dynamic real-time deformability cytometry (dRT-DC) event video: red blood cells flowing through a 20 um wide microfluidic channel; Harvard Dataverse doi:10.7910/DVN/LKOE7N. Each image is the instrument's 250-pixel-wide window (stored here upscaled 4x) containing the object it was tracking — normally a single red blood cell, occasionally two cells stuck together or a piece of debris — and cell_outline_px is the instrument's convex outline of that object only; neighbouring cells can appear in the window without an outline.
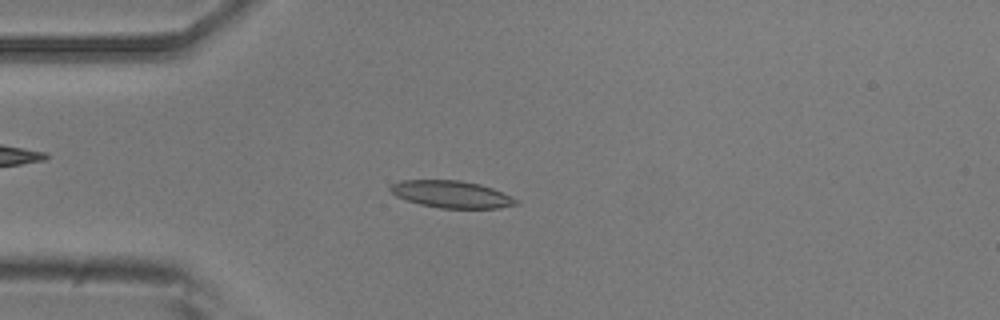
{"species": "common noctule bat (a hibernating species)", "species_latin": "Nyctalus noctula", "temperature_condition": "room temperature", "stored_images_in_passage": 50, "camera_frame_rate_fps": 3000, "um_per_image_px": 0.085, "animal": {"sex": "male", "body_mass_g": 20.5, "forearm_length_mm": 52.5}, "frame": {"image": 1, "passage_image": 12, "time_ms": 3.667, "image_size_px": [1000, 320], "cell_outline_px": [[520, 204], [500, 208], [440, 208], [420, 204], [396, 196], [388, 188], [392, 184], [404, 180], [460, 180], [480, 184], [492, 188], [512, 196], [520, 200]], "centroid_in_image_um": [38.44, 16.52], "position_along_channel_um": 46.6, "area_um2": 19.88}}
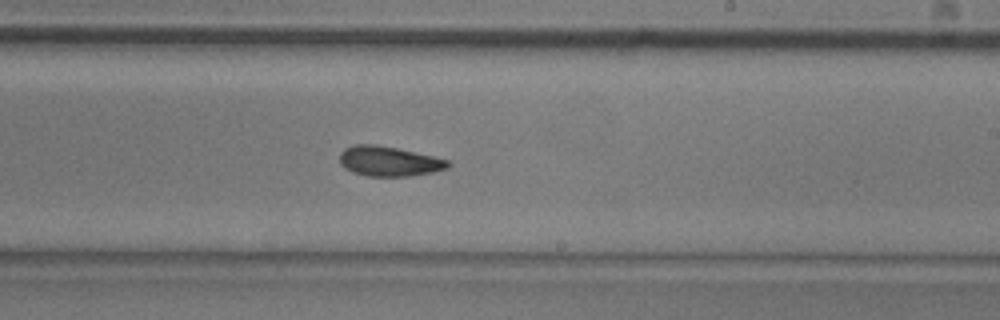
{"frame": {"image": 2, "passage_image": 29, "time_ms": 9.333, "image_size_px": [1000, 320], "cell_outline_px": [[452, 164], [448, 168], [432, 172], [408, 176], [368, 176], [352, 172], [344, 168], [340, 164], [340, 152], [344, 148], [356, 144], [376, 144], [396, 148], [432, 156], [448, 160]], "centroid_in_image_um": [33.03, 13.7], "position_along_channel_um": 256.0, "area_um2": 18.84}}
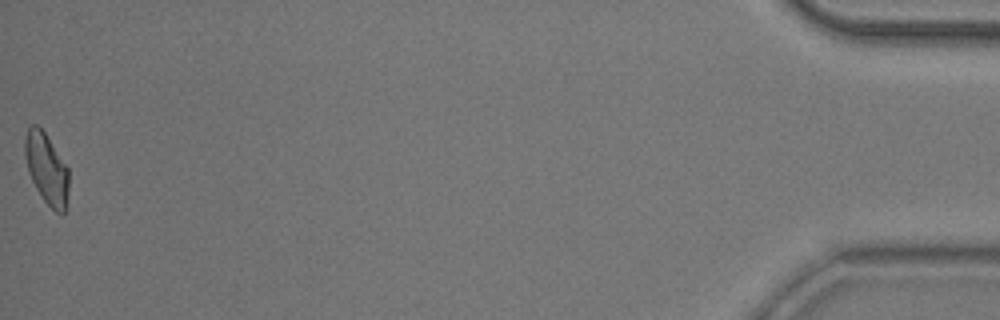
{"frame": {"image": 3, "passage_image": 50, "time_ms": 16.333, "image_size_px": [1000, 320], "cell_outline_px": [[68, 188], [64, 212], [56, 212], [44, 200], [36, 188], [28, 172], [24, 152], [24, 136], [28, 128], [32, 124], [36, 124], [44, 132], [68, 168]], "centroid_in_image_um": [3.93, 14.3], "position_along_channel_um": 431.3, "area_um2": 17.74}, "authors_computed_cell_mechanics": {"area_um2": 18.8428, "velocity_mm_per_s": 3.9315, "shape_relaxation_time_tau1_ms": null, "shape_relaxation_time_tau2_ms": 4.3247, "deformation_change_tau1": null, "deformation_change_tau2": 0.1145}}